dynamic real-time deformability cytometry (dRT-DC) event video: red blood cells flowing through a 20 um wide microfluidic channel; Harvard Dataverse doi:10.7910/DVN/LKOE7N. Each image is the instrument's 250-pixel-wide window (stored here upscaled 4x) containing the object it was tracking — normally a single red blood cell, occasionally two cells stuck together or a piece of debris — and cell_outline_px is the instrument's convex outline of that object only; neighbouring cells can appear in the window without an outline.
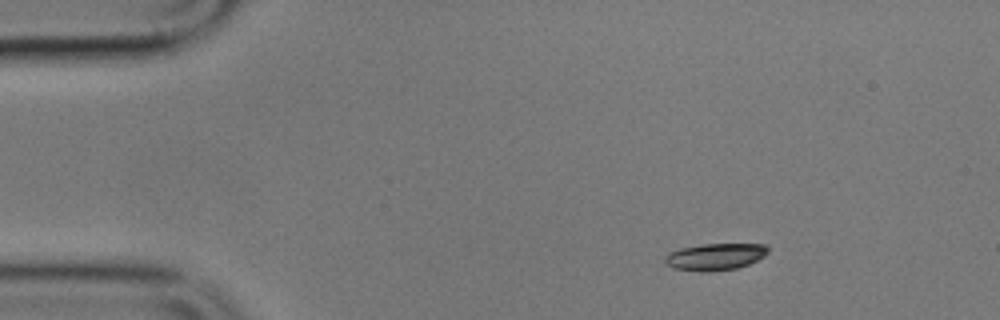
{"species": "common noctule bat (a hibernating species)", "species_latin": "Nyctalus noctula", "temperature_condition": "cold", "stored_images_in_passage": 11, "camera_frame_rate_fps": 3000, "um_per_image_px": 0.085, "animal": {"sex": "male", "body_mass_g": 17.9}, "frame": {"image": 1, "passage_image": 1, "time_ms": 0.0, "image_size_px": [1000, 320], "cell_outline_px": [[768, 252], [764, 256], [748, 264], [736, 268], [708, 272], [700, 272], [672, 268], [664, 260], [664, 256], [668, 252], [680, 248], [700, 244], [764, 244], [768, 248]], "centroid_in_image_um": [60.74, 21.82], "position_along_channel_um": 24.3, "area_um2": 16.18}}
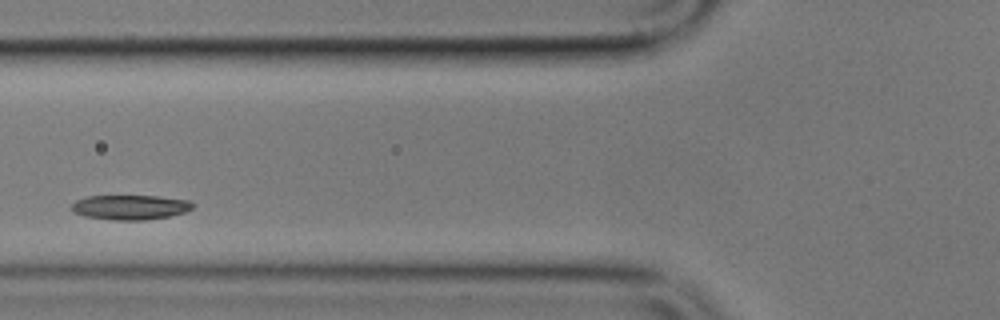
{"frame": {"image": 2, "passage_image": 5, "time_ms": 4.667, "image_size_px": [1000, 320], "cell_outline_px": [[196, 204], [192, 208], [184, 212], [172, 216], [144, 220], [112, 220], [84, 216], [72, 212], [72, 204], [76, 200], [88, 196], [160, 196], [188, 200]], "centroid_in_image_um": [11.08, 17.62], "position_along_channel_um": 114.7, "area_um2": 17.57}}
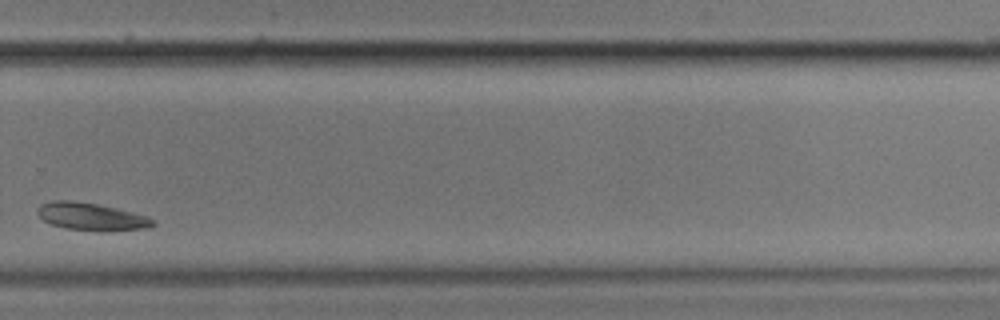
{"frame": {"image": 3, "passage_image": 10, "time_ms": 11.667, "image_size_px": [1000, 320], "cell_outline_px": [[156, 224], [148, 228], [108, 232], [100, 232], [68, 228], [52, 224], [44, 220], [36, 212], [36, 208], [40, 204], [52, 200], [72, 200], [96, 204], [116, 208], [148, 216], [156, 220]], "centroid_in_image_um": [7.8, 18.42], "position_along_channel_um": 322.0, "area_um2": 18.79}}